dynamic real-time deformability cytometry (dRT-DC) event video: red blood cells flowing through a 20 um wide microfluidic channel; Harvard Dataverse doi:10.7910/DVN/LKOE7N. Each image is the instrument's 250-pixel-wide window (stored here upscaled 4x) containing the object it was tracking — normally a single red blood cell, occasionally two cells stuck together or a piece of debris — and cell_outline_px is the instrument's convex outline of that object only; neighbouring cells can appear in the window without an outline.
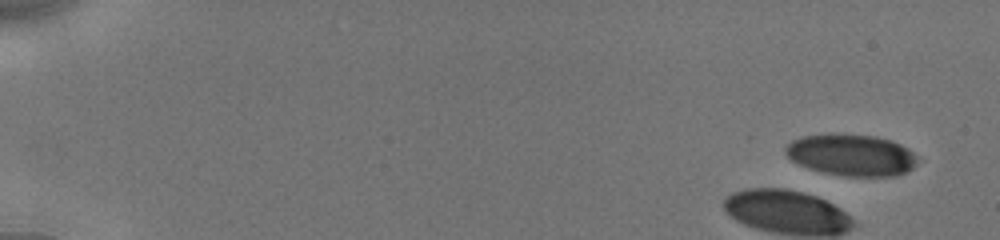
{"species": "human", "species_latin": "Homo sapiens", "temperature_condition": "cold", "stored_images_in_passage": 21, "camera_frame_rate_fps": 3000, "um_per_image_px": 0.085, "donor": {"sex": "male"}, "frame": {"image": 1, "passage_image": 1, "time_ms": 0.0, "image_size_px": [1000, 240], "cell_outline_px": [[920, 160], [912, 168], [896, 176], [844, 176], [824, 172], [808, 168], [792, 160], [784, 152], [784, 148], [792, 140], [804, 136], [832, 132], [876, 136], [892, 140], [908, 148]], "centroid_in_image_um": [72.37, 13.15], "position_along_channel_um": 12.6, "area_um2": 32.31}}
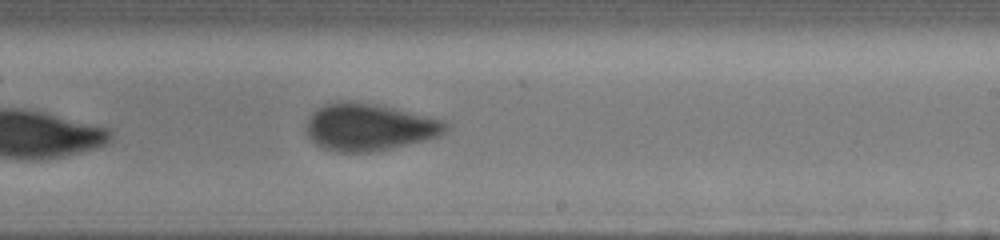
{"frame": {"image": 2, "passage_image": 21, "time_ms": 10.667, "image_size_px": [1000, 240], "cell_outline_px": [[452, 124], [444, 132], [436, 136], [424, 140], [388, 148], [368, 152], [336, 152], [324, 148], [316, 144], [308, 136], [308, 120], [312, 112], [324, 104], [340, 100], [352, 100], [376, 104], [444, 120]], "centroid_in_image_um": [31.37, 10.78], "position_along_channel_um": 257.6, "area_um2": 37.97}}